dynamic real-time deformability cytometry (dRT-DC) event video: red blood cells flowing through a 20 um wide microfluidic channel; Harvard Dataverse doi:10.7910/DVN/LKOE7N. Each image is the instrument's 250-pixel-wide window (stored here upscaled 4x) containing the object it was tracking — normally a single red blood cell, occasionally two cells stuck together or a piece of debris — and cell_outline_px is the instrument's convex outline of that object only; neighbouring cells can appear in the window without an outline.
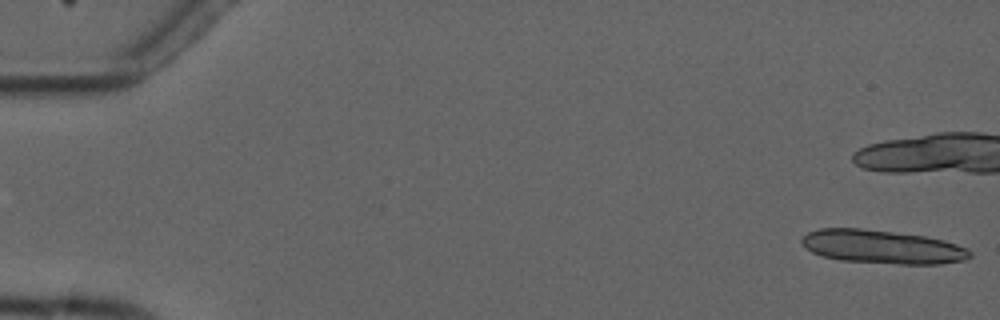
{"species": "common noctule bat (a hibernating species)", "species_latin": "Nyctalus noctula", "temperature_condition": "cold", "stored_images_in_passage": 8, "segment_of_instrument_passage": [1, 2], "camera_frame_rate_fps": 3000, "um_per_image_px": 0.085, "animal": {"sex": "male", "forearm_length_mm": 52.5}, "frame": {"image": 1, "passage_image": 1, "time_ms": 0.0, "image_size_px": [1000, 320], "cell_outline_px": [[972, 256], [964, 260], [940, 264], [900, 264], [840, 260], [824, 256], [812, 252], [800, 240], [808, 232], [820, 228], [860, 228], [924, 236], [944, 240], [968, 248], [972, 252]], "centroid_in_image_um": [75.03, 20.98], "position_along_channel_um": 10.0, "area_um2": 32.71}}